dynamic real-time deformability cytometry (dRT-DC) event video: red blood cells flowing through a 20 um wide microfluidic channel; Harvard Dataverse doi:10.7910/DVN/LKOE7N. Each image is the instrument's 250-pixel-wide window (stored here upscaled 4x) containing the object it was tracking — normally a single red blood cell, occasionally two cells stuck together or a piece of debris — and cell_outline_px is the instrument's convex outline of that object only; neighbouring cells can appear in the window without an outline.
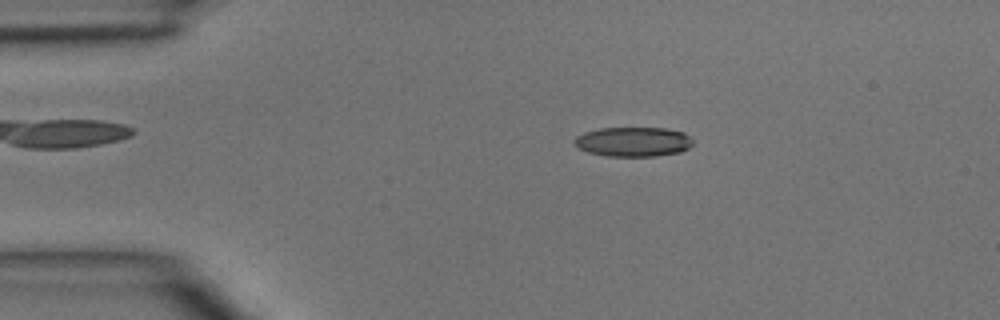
{"species": "common noctule bat (a hibernating species)", "species_latin": "Nyctalus noctula", "temperature_condition": "room temperature", "stored_images_in_passage": 45, "camera_frame_rate_fps": 3000, "um_per_image_px": 0.085, "animal": {"sex": "male", "body_mass_g": 15.6}, "frame": {"image": 1, "passage_image": 8, "time_ms": 2.333, "image_size_px": [1000, 320], "cell_outline_px": [[692, 144], [688, 148], [680, 152], [656, 156], [608, 156], [588, 152], [572, 144], [572, 140], [576, 136], [584, 132], [600, 128], [668, 128], [684, 132], [692, 140]], "centroid_in_image_um": [53.8, 12.04], "position_along_channel_um": 31.2, "area_um2": 20.52}}
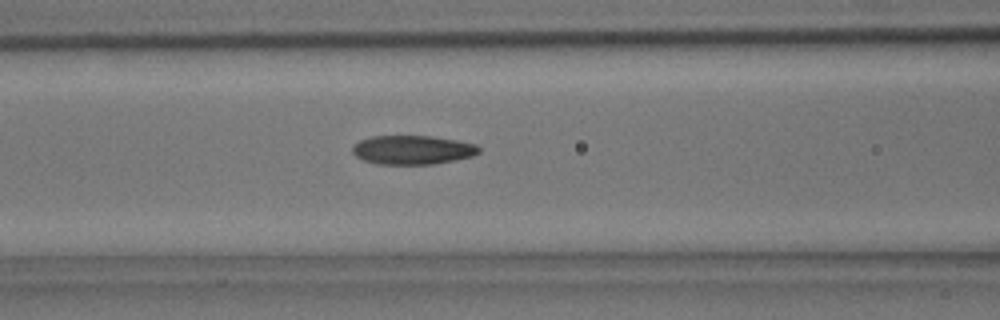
{"frame": {"image": 2, "passage_image": 18, "time_ms": 5.667, "image_size_px": [1000, 320], "cell_outline_px": [[480, 152], [472, 156], [456, 160], [432, 164], [380, 164], [364, 160], [356, 156], [352, 152], [352, 148], [360, 140], [372, 136], [432, 136], [456, 140], [476, 144], [480, 148]], "centroid_in_image_um": [35.09, 12.74], "position_along_channel_um": 131.5, "area_um2": 21.27}}
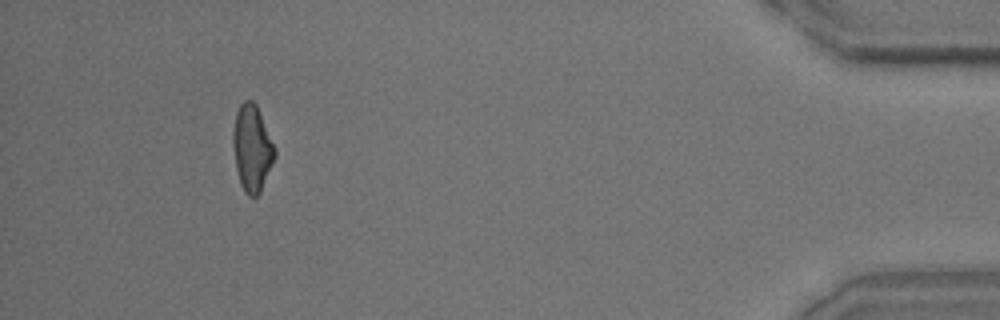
{"frame": {"image": 3, "passage_image": 42, "time_ms": 13.667, "image_size_px": [1000, 320], "cell_outline_px": [[276, 156], [260, 192], [256, 196], [248, 196], [244, 192], [240, 184], [236, 168], [232, 144], [232, 132], [236, 112], [240, 104], [244, 100], [252, 100], [256, 104], [276, 148]], "centroid_in_image_um": [21.41, 12.59], "position_along_channel_um": 413.8, "area_um2": 21.15}}